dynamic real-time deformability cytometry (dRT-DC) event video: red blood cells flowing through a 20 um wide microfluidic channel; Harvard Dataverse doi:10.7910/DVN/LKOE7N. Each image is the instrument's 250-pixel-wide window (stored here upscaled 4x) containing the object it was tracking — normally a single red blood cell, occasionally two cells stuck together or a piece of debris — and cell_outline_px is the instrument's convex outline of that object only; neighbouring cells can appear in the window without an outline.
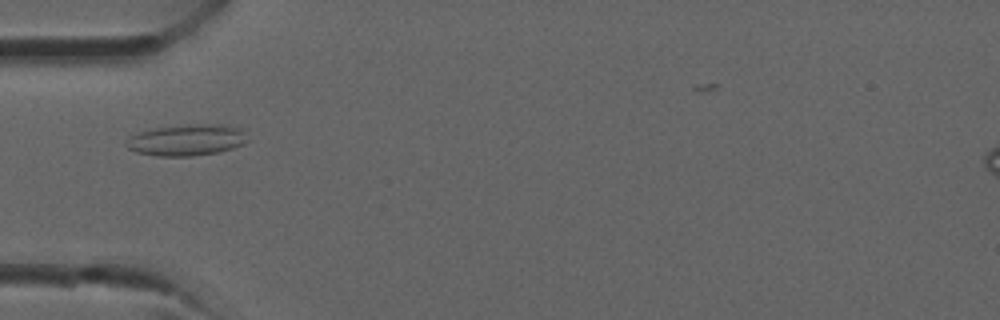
{"species": "common noctule bat (a hibernating species)", "species_latin": "Nyctalus noctula", "temperature_condition": "room temperature", "stored_images_in_passage": 26, "camera_frame_rate_fps": 3000, "um_per_image_px": 0.085, "animal": {"sex": "male", "forearm_length_mm": 52.5}, "frame": {"image": 1, "passage_image": 1, "time_ms": 0.0, "image_size_px": [1000, 320], "cell_outline_px": [[248, 140], [244, 144], [220, 152], [192, 156], [156, 156], [136, 152], [128, 148], [124, 144], [136, 132], [152, 128], [188, 124], [228, 124], [244, 128]], "centroid_in_image_um": [15.92, 11.88], "position_along_channel_um": 69.1, "area_um2": 22.6}}
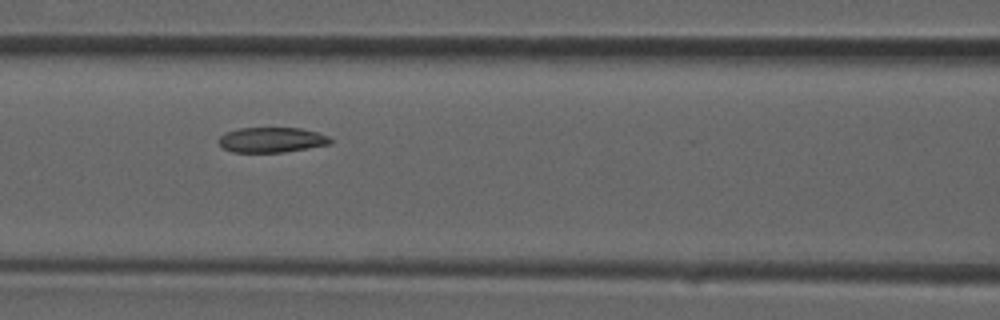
{"frame": {"image": 2, "passage_image": 5, "time_ms": 1.333, "image_size_px": [1000, 320], "cell_outline_px": [[332, 140], [328, 144], [308, 148], [284, 152], [232, 152], [224, 148], [216, 140], [224, 132], [240, 128], [300, 128], [316, 132], [328, 136]], "centroid_in_image_um": [23.04, 11.88], "position_along_channel_um": 143.6, "area_um2": 16.3}}
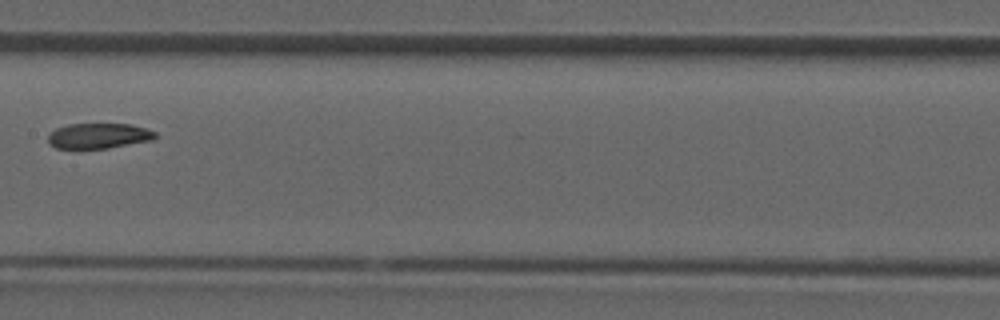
{"frame": {"image": 3, "passage_image": 8, "time_ms": 2.333, "image_size_px": [1000, 320], "cell_outline_px": [[156, 136], [152, 140], [108, 148], [56, 148], [48, 144], [48, 136], [56, 128], [68, 124], [128, 124], [144, 128], [156, 132]], "centroid_in_image_um": [8.36, 11.55], "position_along_channel_um": 199.0, "area_um2": 15.66}}